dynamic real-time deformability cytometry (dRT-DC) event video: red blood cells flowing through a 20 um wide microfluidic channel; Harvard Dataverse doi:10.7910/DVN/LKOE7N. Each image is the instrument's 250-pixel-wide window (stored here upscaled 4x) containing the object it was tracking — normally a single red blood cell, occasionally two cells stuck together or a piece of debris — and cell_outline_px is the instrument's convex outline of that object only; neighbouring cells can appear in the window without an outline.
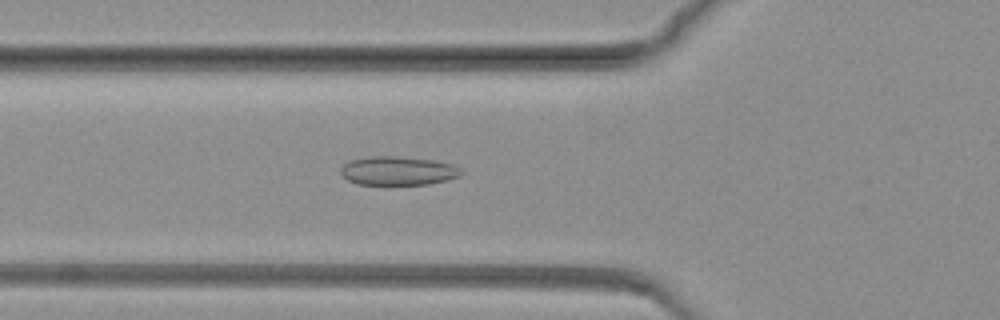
{"species": "common noctule bat (a hibernating species)", "species_latin": "Nyctalus noctula", "temperature_condition": "warm", "stored_images_in_passage": 60, "camera_frame_rate_fps": 3000, "um_per_image_px": 0.085, "animal": {"sex": "female", "body_mass_g": 19.3, "forearm_length_mm": 54.1}, "frame": {"image": 1, "passage_image": 7, "time_ms": 2.0, "image_size_px": [1000, 320], "cell_outline_px": [[464, 172], [460, 176], [448, 180], [428, 184], [388, 188], [384, 188], [356, 184], [348, 180], [340, 172], [340, 168], [348, 160], [368, 156], [396, 156], [432, 160], [452, 164], [460, 168]], "centroid_in_image_um": [33.79, 14.57], "position_along_channel_um": 92.0, "area_um2": 21.39}}
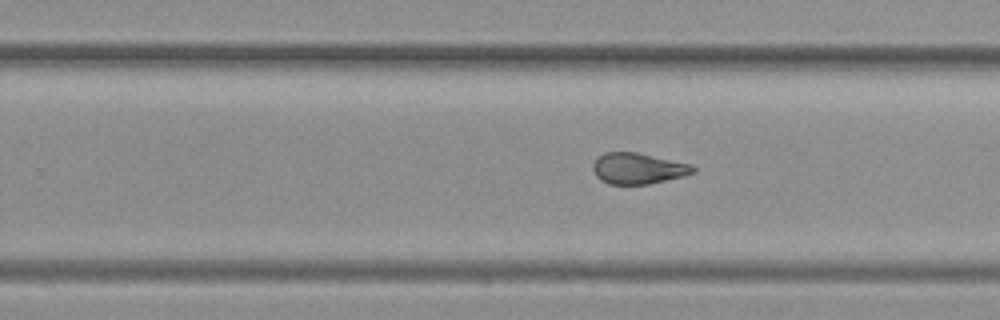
{"frame": {"image": 2, "passage_image": 29, "time_ms": 9.333, "image_size_px": [1000, 320], "cell_outline_px": [[696, 172], [684, 176], [648, 184], [608, 184], [600, 180], [596, 176], [592, 168], [592, 164], [604, 152], [636, 152], [692, 164], [696, 168]], "centroid_in_image_um": [54.25, 14.32], "position_along_channel_um": 275.6, "area_um2": 18.15}}
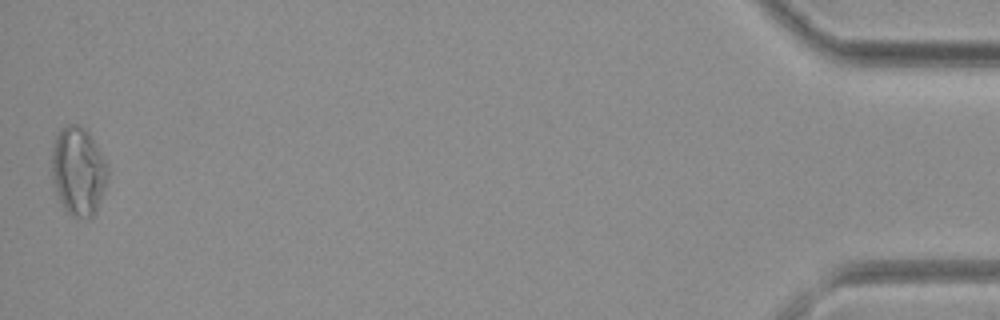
{"frame": {"image": 3, "passage_image": 59, "time_ms": 19.333, "image_size_px": [1000, 320], "cell_outline_px": [[108, 176], [96, 212], [92, 216], [72, 216], [64, 212], [56, 192], [52, 180], [52, 148], [56, 136], [60, 128], [68, 124], [76, 124], [84, 128], [88, 132], [108, 164]], "centroid_in_image_um": [6.64, 14.54], "position_along_channel_um": 428.6, "area_um2": 28.84}}